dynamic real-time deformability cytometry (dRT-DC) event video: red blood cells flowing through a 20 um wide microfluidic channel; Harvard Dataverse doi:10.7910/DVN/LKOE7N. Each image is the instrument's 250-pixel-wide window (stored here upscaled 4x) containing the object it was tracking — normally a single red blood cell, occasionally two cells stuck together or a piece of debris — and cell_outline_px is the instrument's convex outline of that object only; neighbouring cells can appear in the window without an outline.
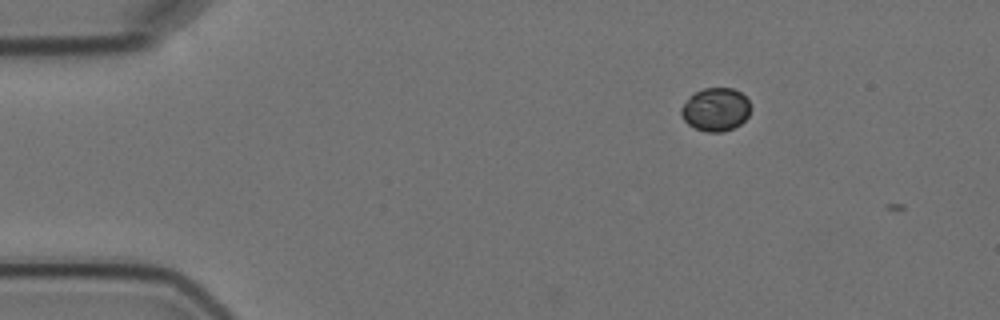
{"species": "Egyptian fruit bat (a non-hibernating species)", "species_latin": "Rousettus aegyptiacus", "temperature_condition": "cold", "stored_images_in_passage": 3, "camera_frame_rate_fps": 3000, "um_per_image_px": 0.085, "animal": {"sex": "female"}, "frame": {"image": 1, "passage_image": 2, "time_ms": 1.0, "image_size_px": [1000, 320], "cell_outline_px": [[752, 108], [748, 116], [740, 124], [724, 132], [704, 132], [688, 124], [684, 120], [680, 112], [680, 108], [688, 96], [704, 88], [732, 88], [740, 92], [748, 100]], "centroid_in_image_um": [60.82, 9.31], "position_along_channel_um": 24.2, "area_um2": 17.63}}